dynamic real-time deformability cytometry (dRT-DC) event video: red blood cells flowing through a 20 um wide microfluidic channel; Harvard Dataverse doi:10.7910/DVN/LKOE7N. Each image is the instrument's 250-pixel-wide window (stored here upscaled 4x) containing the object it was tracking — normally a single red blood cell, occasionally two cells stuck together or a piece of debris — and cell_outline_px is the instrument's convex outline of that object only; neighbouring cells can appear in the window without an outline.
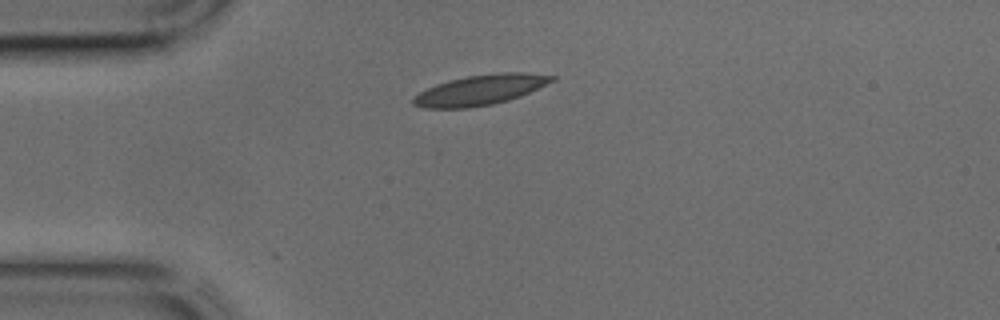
{"species": "common noctule bat (a hibernating species)", "species_latin": "Nyctalus noctula", "temperature_condition": "cold", "stored_images_in_passage": 2, "camera_frame_rate_fps": 3000, "um_per_image_px": 0.085, "animal": {"sex": "male", "body_mass_g": 17.9, "forearm_length_mm": 54.2}, "frame": {"image": 1, "passage_image": 2, "time_ms": 0.333, "image_size_px": [1000, 320], "cell_outline_px": [[556, 80], [520, 96], [508, 100], [492, 104], [468, 108], [424, 108], [412, 104], [412, 100], [420, 92], [436, 84], [448, 80], [468, 76], [500, 72], [524, 72], [556, 76]], "centroid_in_image_um": [40.84, 7.64], "position_along_channel_um": 44.2, "area_um2": 24.28}}